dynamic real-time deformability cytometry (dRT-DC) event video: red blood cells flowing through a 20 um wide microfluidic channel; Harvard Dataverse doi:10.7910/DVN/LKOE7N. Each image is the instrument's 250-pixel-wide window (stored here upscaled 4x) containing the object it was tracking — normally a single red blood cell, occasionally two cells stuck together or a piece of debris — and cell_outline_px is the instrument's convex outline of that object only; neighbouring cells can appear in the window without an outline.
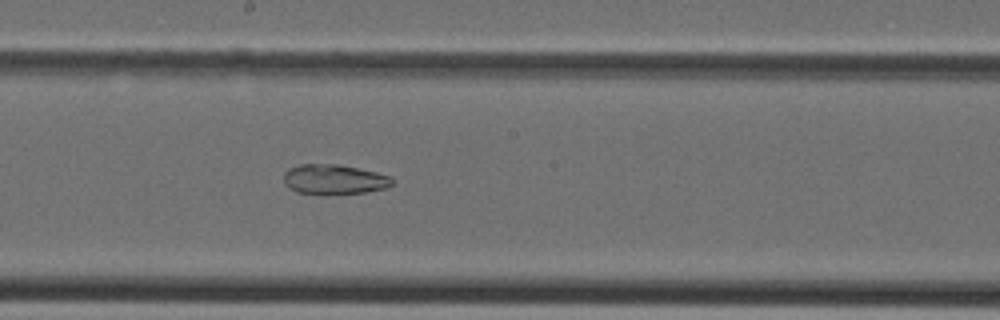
{"species": "Egyptian fruit bat (a non-hibernating species)", "species_latin": "Rousettus aegyptiacus", "temperature_condition": "cold", "stored_images_in_passage": 32, "camera_frame_rate_fps": 3000, "um_per_image_px": 0.085, "animal": {"sex": "female"}, "frame": {"image": 1, "passage_image": 14, "time_ms": 4.333, "image_size_px": [1000, 320], "cell_outline_px": [[392, 184], [388, 188], [364, 192], [296, 192], [288, 188], [284, 184], [284, 172], [288, 168], [300, 164], [336, 164], [376, 172], [392, 176]], "centroid_in_image_um": [28.39, 15.21], "position_along_channel_um": 219.8, "area_um2": 18.38}}
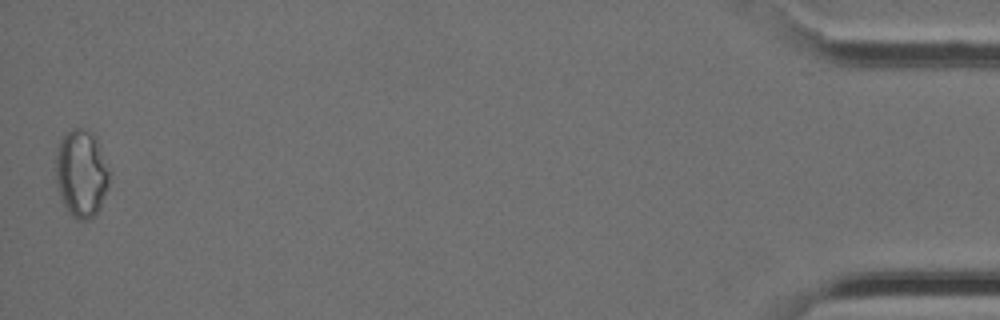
{"frame": {"image": 2, "passage_image": 32, "time_ms": 10.333, "image_size_px": [1000, 320], "cell_outline_px": [[108, 188], [100, 208], [88, 220], [80, 220], [72, 216], [64, 204], [56, 188], [56, 148], [60, 140], [72, 128], [80, 128], [92, 132], [96, 136], [108, 172]], "centroid_in_image_um": [6.89, 14.74], "position_along_channel_um": 428.3, "area_um2": 27.11}}